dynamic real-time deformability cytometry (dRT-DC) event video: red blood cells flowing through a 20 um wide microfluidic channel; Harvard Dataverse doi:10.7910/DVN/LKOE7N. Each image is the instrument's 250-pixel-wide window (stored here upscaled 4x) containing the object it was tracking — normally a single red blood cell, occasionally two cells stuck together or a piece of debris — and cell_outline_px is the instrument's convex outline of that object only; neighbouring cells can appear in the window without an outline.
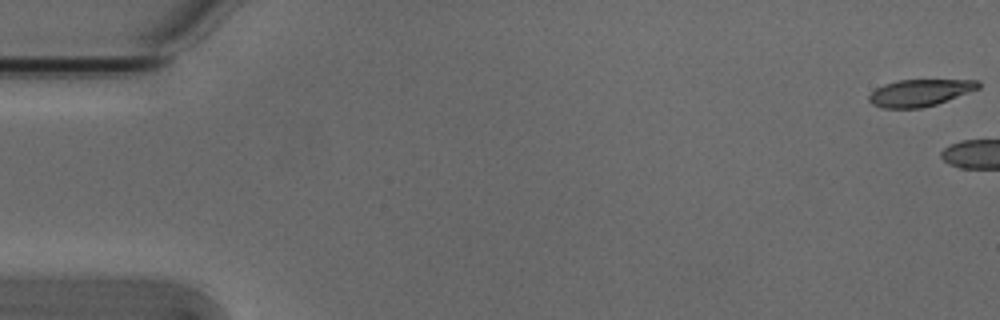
{"species": "Egyptian fruit bat (a non-hibernating species)", "species_latin": "Rousettus aegyptiacus", "temperature_condition": "cold", "stored_images_in_passage": 2, "camera_frame_rate_fps": 3000, "um_per_image_px": 0.085, "animal": {"sex": "male"}, "frame": {"image": 1, "passage_image": 1, "time_ms": 0.0, "image_size_px": [1000, 320], "cell_outline_px": [[980, 88], [936, 104], [920, 108], [884, 108], [872, 104], [868, 100], [868, 96], [876, 88], [884, 84], [896, 80], [980, 80]], "centroid_in_image_um": [78.17, 7.88], "position_along_channel_um": 6.8, "area_um2": 17.05}}